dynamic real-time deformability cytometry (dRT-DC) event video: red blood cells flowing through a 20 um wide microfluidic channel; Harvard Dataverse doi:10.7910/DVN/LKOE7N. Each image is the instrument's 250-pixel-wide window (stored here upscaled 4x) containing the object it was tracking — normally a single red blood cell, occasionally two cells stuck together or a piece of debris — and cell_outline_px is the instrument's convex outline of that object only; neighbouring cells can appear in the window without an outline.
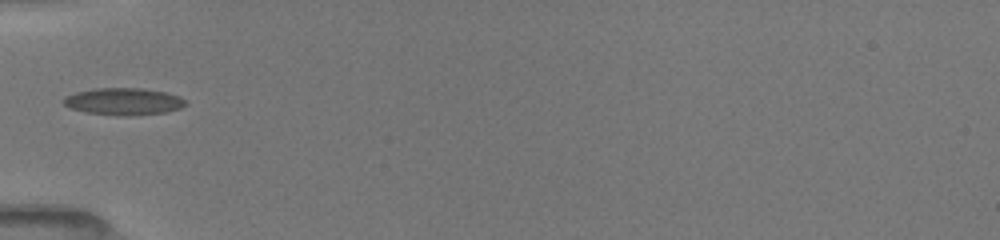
{"species": "common noctule bat (a hibernating species)", "species_latin": "Nyctalus noctula", "temperature_condition": "room temperature", "stored_images_in_passage": 2, "camera_frame_rate_fps": 3000, "um_per_image_px": 0.085, "animal": {"sex": "female", "body_mass_g": 19.5, "forearm_length_mm": 54.1}, "frame": {"image": 1, "passage_image": 1, "time_ms": 0.0, "image_size_px": [1000, 240], "cell_outline_px": [[188, 104], [180, 108], [168, 112], [120, 116], [84, 112], [68, 108], [60, 100], [64, 96], [76, 92], [96, 88], [144, 88], [168, 92], [180, 96]], "centroid_in_image_um": [10.49, 8.62], "position_along_channel_um": 74.5, "area_um2": 19.54}}